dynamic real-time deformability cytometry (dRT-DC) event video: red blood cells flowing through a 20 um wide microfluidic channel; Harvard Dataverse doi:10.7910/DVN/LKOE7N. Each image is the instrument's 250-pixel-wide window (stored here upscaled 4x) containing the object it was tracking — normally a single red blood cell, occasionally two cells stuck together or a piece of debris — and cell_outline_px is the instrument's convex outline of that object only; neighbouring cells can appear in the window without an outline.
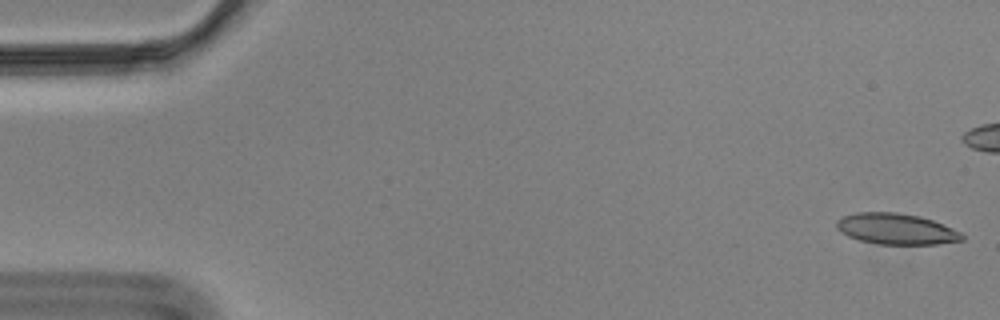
{"species": "Egyptian fruit bat (a non-hibernating species)", "species_latin": "Rousettus aegyptiacus", "temperature_condition": "cold", "stored_images_in_passage": 46, "camera_frame_rate_fps": 3000, "um_per_image_px": 0.085, "animal": {"sex": "male"}, "frame": {"image": 1, "passage_image": 1, "time_ms": 0.0, "image_size_px": [1000, 320], "cell_outline_px": [[964, 240], [936, 244], [876, 244], [860, 240], [848, 236], [840, 232], [836, 228], [836, 220], [844, 216], [856, 212], [896, 212], [920, 216], [932, 220], [952, 228], [960, 232], [964, 236]], "centroid_in_image_um": [76.15, 19.46], "position_along_channel_um": 8.8, "area_um2": 22.66}}
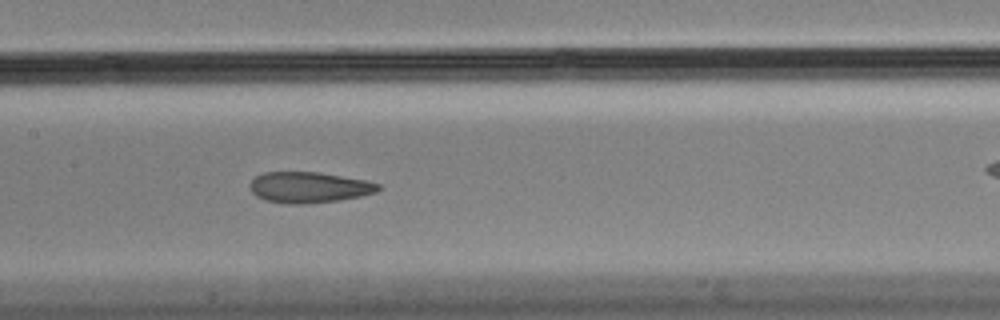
{"frame": {"image": 2, "passage_image": 27, "time_ms": 8.667, "image_size_px": [1000, 320], "cell_outline_px": [[384, 188], [376, 192], [360, 196], [340, 200], [304, 204], [288, 204], [264, 200], [256, 196], [252, 192], [248, 184], [256, 176], [264, 172], [320, 172], [364, 180], [380, 184]], "centroid_in_image_um": [26.26, 15.93], "position_along_channel_um": 181.1, "area_um2": 23.24}}
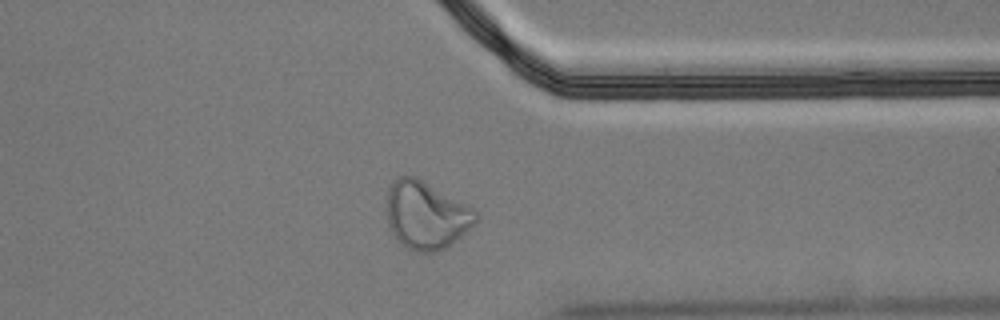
{"frame": {"image": 3, "passage_image": 44, "time_ms": 14.333, "image_size_px": [1000, 320], "cell_outline_px": [[476, 224], [444, 248], [436, 252], [416, 252], [400, 244], [396, 240], [388, 224], [388, 184], [396, 176], [416, 176], [472, 208], [476, 212]], "centroid_in_image_um": [36.18, 18.28], "position_along_channel_um": 375.2, "area_um2": 34.91}}